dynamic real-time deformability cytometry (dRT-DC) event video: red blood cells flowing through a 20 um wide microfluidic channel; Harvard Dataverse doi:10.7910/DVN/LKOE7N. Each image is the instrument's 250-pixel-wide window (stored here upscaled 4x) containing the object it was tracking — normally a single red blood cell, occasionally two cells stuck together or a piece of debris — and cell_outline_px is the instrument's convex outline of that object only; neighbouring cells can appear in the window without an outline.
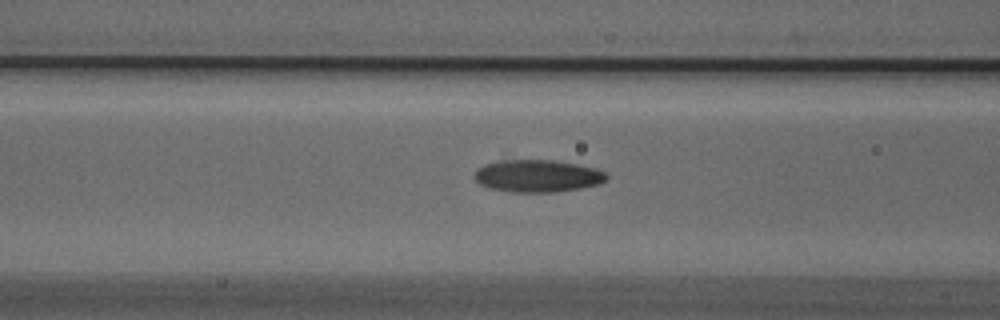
{"species": "Egyptian fruit bat (a non-hibernating species)", "species_latin": "Rousettus aegyptiacus", "temperature_condition": "cold", "stored_images_in_passage": 37, "camera_frame_rate_fps": 3000, "um_per_image_px": 0.085, "animal": {"sex": "male"}, "frame": {"image": 1, "passage_image": 12, "time_ms": 3.667, "image_size_px": [1000, 320], "cell_outline_px": [[608, 176], [600, 184], [580, 188], [556, 192], [512, 192], [488, 188], [480, 184], [472, 176], [484, 164], [500, 160], [552, 160], [576, 164], [596, 168], [604, 172]], "centroid_in_image_um": [45.67, 14.96], "position_along_channel_um": 120.9, "area_um2": 24.85}}
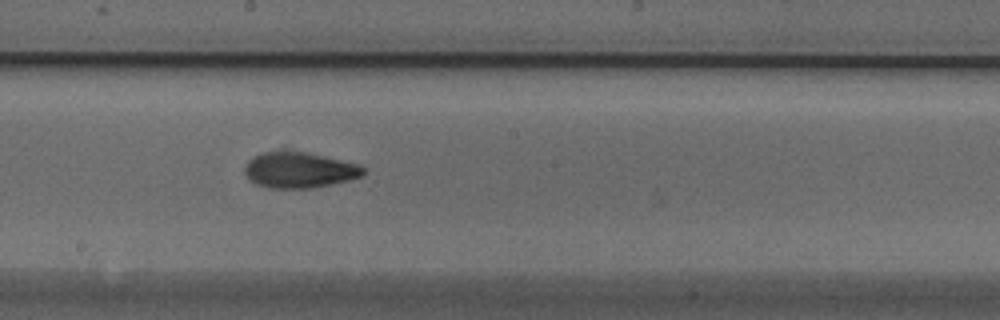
{"frame": {"image": 2, "passage_image": 20, "time_ms": 6.333, "image_size_px": [1000, 320], "cell_outline_px": [[364, 172], [360, 176], [348, 180], [312, 188], [268, 188], [256, 184], [244, 172], [244, 168], [248, 160], [264, 152], [280, 148], [288, 148], [360, 164], [364, 168]], "centroid_in_image_um": [25.41, 14.41], "position_along_channel_um": 222.8, "area_um2": 25.03}}
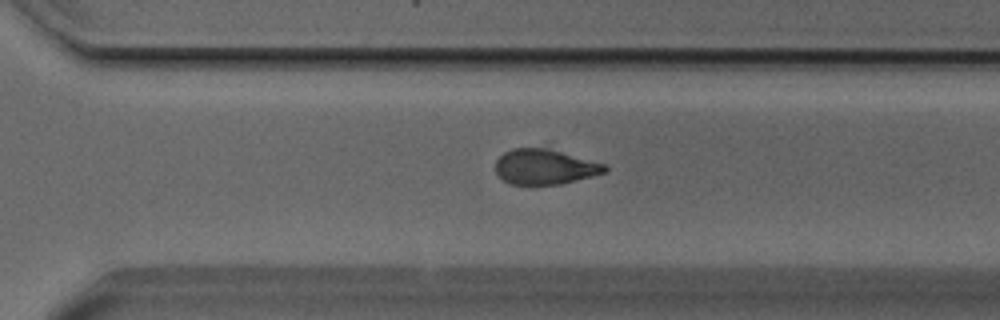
{"frame": {"image": 3, "passage_image": 28, "time_ms": 9.0, "image_size_px": [1000, 320], "cell_outline_px": [[608, 168], [604, 172], [592, 176], [560, 184], [508, 184], [496, 172], [496, 160], [504, 152], [512, 148], [544, 148], [560, 152], [604, 164]], "centroid_in_image_um": [46.26, 14.18], "position_along_channel_um": 324.3, "area_um2": 21.91}, "authors_computed_cell_mechanics": {"area_um2": 23.987, "velocity_mm_per_s": 3.8182, "shape_relaxation_time_tau1_ms": 3.0094, "shape_relaxation_time_tau2_ms": 1.7042, "deformation_change_tau1": 0.1369, "deformation_change_tau2": 0.0829}}